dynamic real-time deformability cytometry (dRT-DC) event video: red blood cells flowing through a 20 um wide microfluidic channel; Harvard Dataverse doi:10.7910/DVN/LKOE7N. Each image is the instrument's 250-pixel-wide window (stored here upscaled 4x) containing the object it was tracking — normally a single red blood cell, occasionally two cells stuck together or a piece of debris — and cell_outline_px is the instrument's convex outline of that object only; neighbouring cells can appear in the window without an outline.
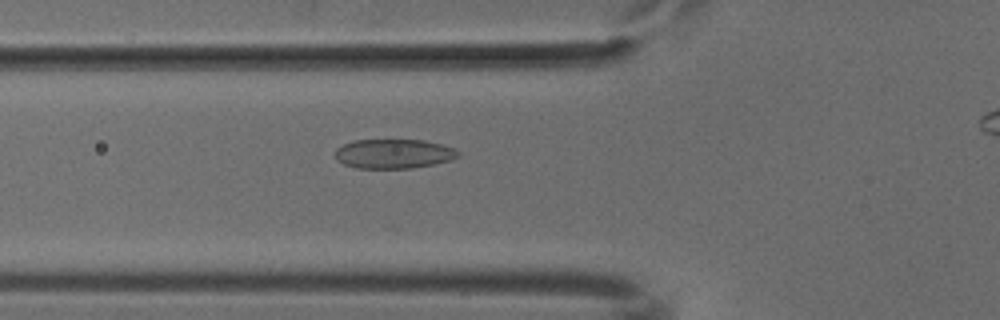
{"species": "common noctule bat (a hibernating species)", "species_latin": "Nyctalus noctula", "temperature_condition": "cold", "stored_images_in_passage": 34, "camera_frame_rate_fps": 3000, "um_per_image_px": 0.085, "animal": {"sex": "male", "body_mass_g": 18.8}, "frame": {"image": 1, "passage_image": 17, "time_ms": 5.333, "image_size_px": [1000, 320], "cell_outline_px": [[460, 156], [452, 160], [412, 168], [356, 168], [344, 164], [336, 160], [332, 156], [336, 148], [344, 144], [356, 140], [424, 140], [456, 148], [460, 152]], "centroid_in_image_um": [33.45, 13.07], "position_along_channel_um": 92.3, "area_um2": 21.27}}
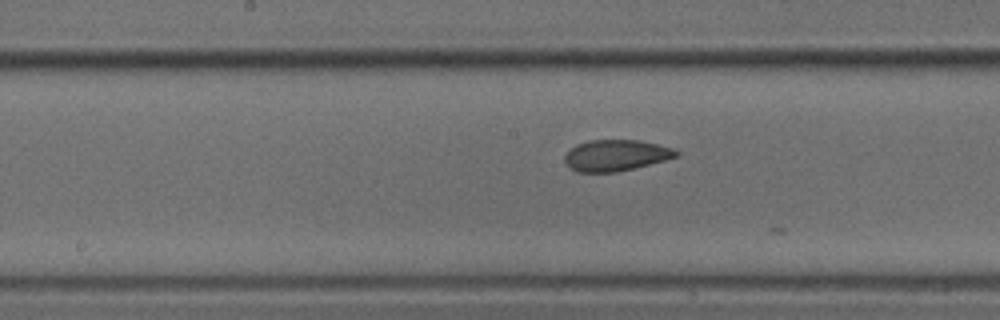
{"frame": {"image": 2, "passage_image": 25, "time_ms": 8.0, "image_size_px": [1000, 320], "cell_outline_px": [[680, 152], [676, 156], [664, 160], [616, 172], [576, 172], [568, 168], [564, 160], [564, 156], [576, 144], [588, 140], [636, 140], [676, 148]], "centroid_in_image_um": [52.31, 13.2], "position_along_channel_um": 195.9, "area_um2": 20.17}}
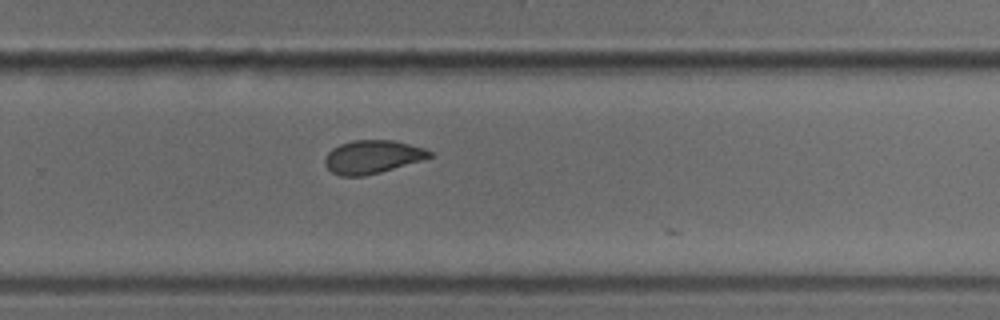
{"frame": {"image": 3, "passage_image": 33, "time_ms": 10.667, "image_size_px": [1000, 320], "cell_outline_px": [[432, 156], [420, 160], [380, 172], [364, 176], [340, 176], [332, 172], [324, 164], [324, 160], [328, 152], [332, 148], [340, 144], [352, 140], [392, 140], [424, 148], [432, 152]], "centroid_in_image_um": [31.6, 13.33], "position_along_channel_um": 298.2, "area_um2": 20.06}}